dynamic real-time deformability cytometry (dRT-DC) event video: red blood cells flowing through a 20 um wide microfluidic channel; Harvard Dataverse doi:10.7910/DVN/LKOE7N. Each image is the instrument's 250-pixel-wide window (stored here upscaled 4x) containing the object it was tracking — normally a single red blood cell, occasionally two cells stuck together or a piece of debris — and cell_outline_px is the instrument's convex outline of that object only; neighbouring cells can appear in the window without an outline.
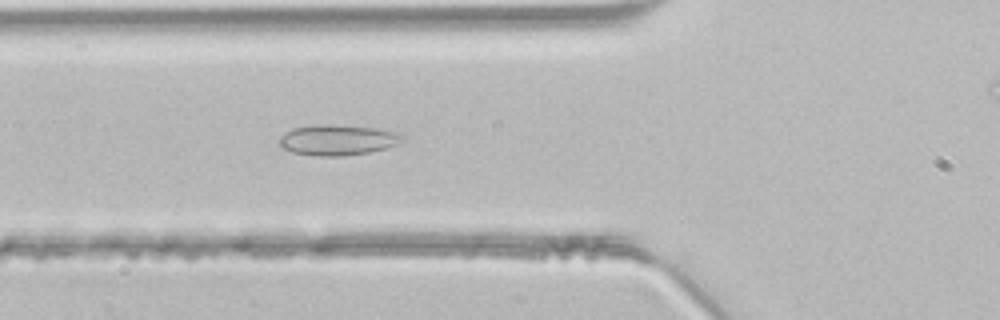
{"species": "common noctule bat (a hibernating species)", "species_latin": "Nyctalus noctula", "temperature_condition": "room temperature", "stored_images_in_passage": 41, "camera_frame_rate_fps": 3000, "um_per_image_px": 0.085, "animal": {"sex": "male", "body_mass_g": 21.5, "forearm_length_mm": 52.0}, "frame": {"image": 1, "passage_image": 10, "time_ms": 3.0, "image_size_px": [1000, 320], "cell_outline_px": [[404, 140], [396, 144], [384, 148], [368, 152], [340, 156], [316, 156], [292, 152], [284, 148], [280, 144], [280, 136], [292, 128], [316, 124], [332, 124], [376, 128], [396, 132], [404, 136]], "centroid_in_image_um": [28.68, 11.88], "position_along_channel_um": 97.1, "area_um2": 21.79}}
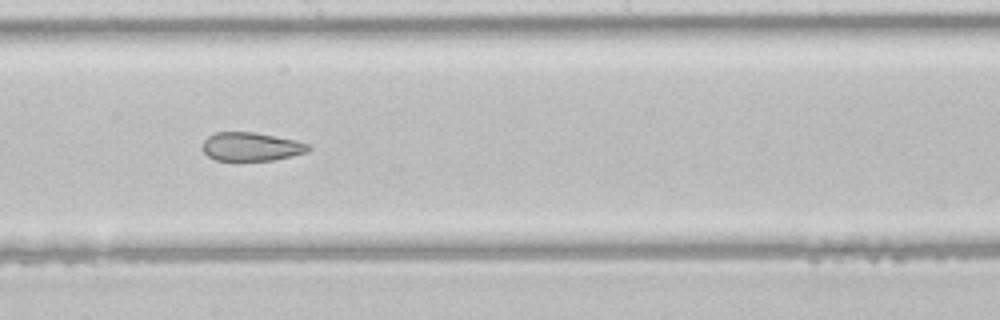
{"frame": {"image": 2, "passage_image": 19, "time_ms": 6.0, "image_size_px": [1000, 320], "cell_outline_px": [[312, 148], [308, 152], [292, 156], [272, 160], [216, 160], [208, 156], [204, 152], [204, 140], [208, 136], [216, 132], [252, 132], [296, 140], [308, 144]], "centroid_in_image_um": [21.38, 12.46], "position_along_channel_um": 226.8, "area_um2": 17.46}}
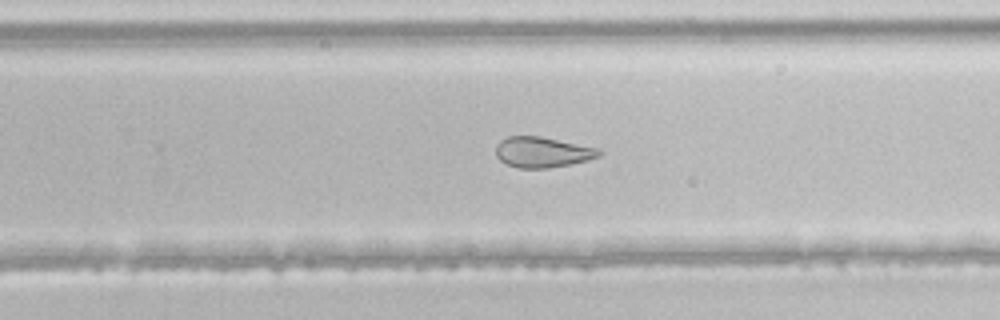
{"frame": {"image": 3, "passage_image": 23, "time_ms": 7.333, "image_size_px": [1000, 320], "cell_outline_px": [[600, 156], [568, 164], [544, 168], [520, 168], [508, 164], [500, 160], [496, 156], [496, 144], [500, 140], [508, 136], [540, 136], [600, 148]], "centroid_in_image_um": [46.07, 12.91], "position_along_channel_um": 283.7, "area_um2": 18.15}}